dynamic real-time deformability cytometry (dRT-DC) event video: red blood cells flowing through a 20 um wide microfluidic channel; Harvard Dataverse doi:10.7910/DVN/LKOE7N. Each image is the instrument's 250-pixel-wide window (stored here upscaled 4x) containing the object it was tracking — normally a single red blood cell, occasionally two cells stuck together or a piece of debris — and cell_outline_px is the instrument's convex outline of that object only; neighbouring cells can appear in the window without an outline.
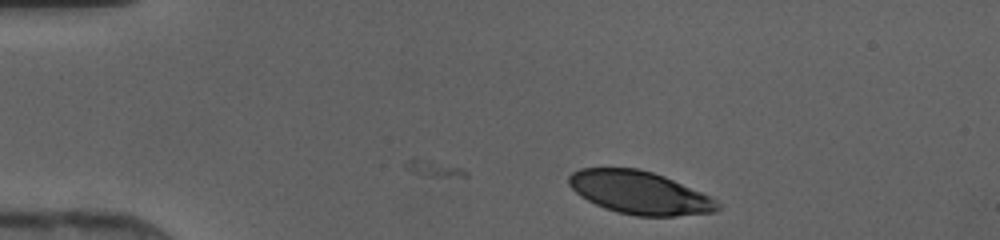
{"species": "human", "species_latin": "Homo sapiens", "temperature_condition": "cold", "stored_images_in_passage": 35, "camera_frame_rate_fps": 3000, "um_per_image_px": 0.085, "donor": {"sex": "female"}, "frame": {"image": 1, "passage_image": 1, "time_ms": 0.0, "image_size_px": [1000, 240], "cell_outline_px": [[720, 208], [716, 212], [676, 216], [636, 216], [616, 212], [604, 208], [580, 196], [568, 184], [568, 176], [572, 172], [580, 168], [636, 168], [652, 172], [664, 176], [700, 192], [716, 200], [720, 204]], "centroid_in_image_um": [54.34, 16.38], "position_along_channel_um": 30.7, "area_um2": 37.05}}
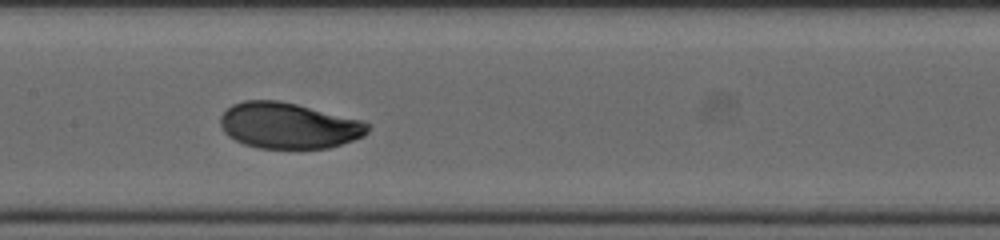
{"frame": {"image": 2, "passage_image": 16, "time_ms": 5.0, "image_size_px": [1000, 240], "cell_outline_px": [[372, 124], [368, 132], [364, 136], [328, 148], [260, 148], [244, 144], [228, 136], [224, 132], [220, 124], [220, 116], [232, 104], [244, 100], [280, 100], [364, 120]], "centroid_in_image_um": [24.56, 10.66], "position_along_channel_um": 182.8, "area_um2": 39.65}}
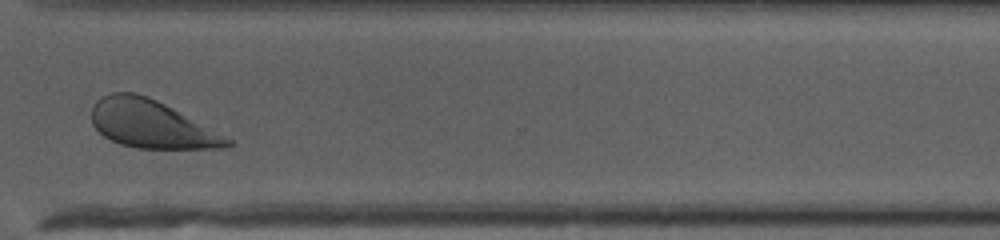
{"frame": {"image": 3, "passage_image": 28, "time_ms": 9.0, "image_size_px": [1000, 240], "cell_outline_px": [[236, 144], [224, 148], [136, 148], [120, 144], [104, 136], [92, 124], [92, 104], [100, 96], [112, 92], [136, 92], [156, 100], [172, 108], [232, 140]], "centroid_in_image_um": [12.81, 10.54], "position_along_channel_um": 357.8, "area_um2": 37.45}}